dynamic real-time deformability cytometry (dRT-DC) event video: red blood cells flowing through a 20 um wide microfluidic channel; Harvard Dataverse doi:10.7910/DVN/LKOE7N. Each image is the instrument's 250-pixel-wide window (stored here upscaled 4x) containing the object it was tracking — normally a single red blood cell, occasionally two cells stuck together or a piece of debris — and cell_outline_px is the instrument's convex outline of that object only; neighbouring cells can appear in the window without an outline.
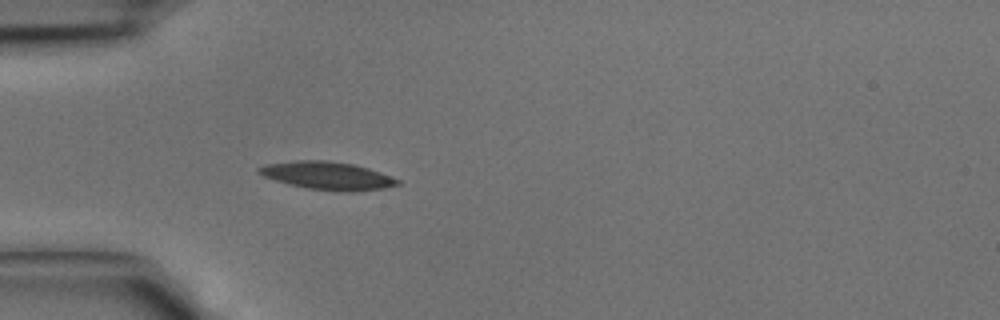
{"species": "common noctule bat (a hibernating species)", "species_latin": "Nyctalus noctula", "temperature_condition": "cold", "stored_images_in_passage": 30, "camera_frame_rate_fps": 3000, "um_per_image_px": 0.085, "animal": {"sex": "male", "body_mass_g": 15.6}, "frame": {"image": 1, "passage_image": 1, "time_ms": 0.0, "image_size_px": [1000, 320], "cell_outline_px": [[400, 184], [384, 188], [352, 192], [348, 192], [308, 188], [288, 184], [264, 176], [256, 172], [256, 168], [264, 164], [292, 160], [328, 160], [352, 164], [368, 168], [380, 172], [400, 180]], "centroid_in_image_um": [27.8, 14.92], "position_along_channel_um": 57.2, "area_um2": 22.6}}
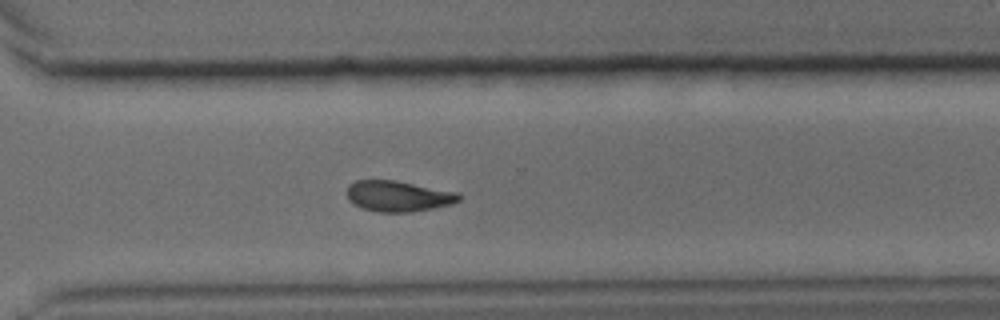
{"frame": {"image": 2, "passage_image": 19, "time_ms": 6.0, "image_size_px": [1000, 320], "cell_outline_px": [[460, 200], [452, 204], [412, 212], [380, 212], [360, 208], [348, 200], [348, 184], [356, 180], [396, 180], [460, 192]], "centroid_in_image_um": [33.86, 16.66], "position_along_channel_um": 336.7, "area_um2": 20.29}}
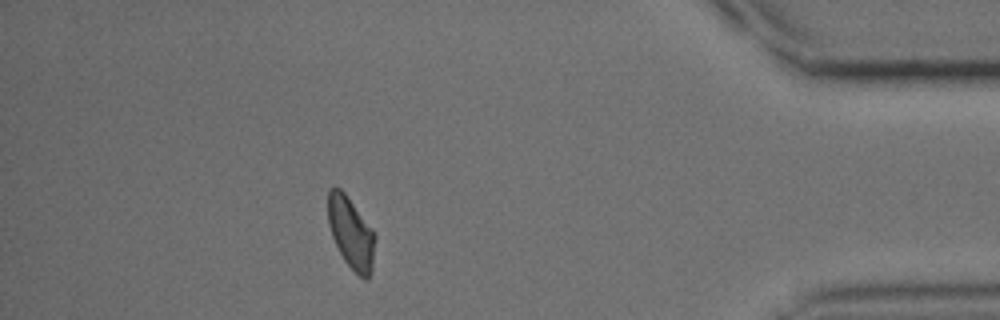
{"frame": {"image": 3, "passage_image": 26, "time_ms": 8.333, "image_size_px": [1000, 320], "cell_outline_px": [[376, 236], [372, 268], [368, 280], [364, 280], [344, 260], [332, 236], [328, 224], [328, 188], [332, 184], [340, 188], [344, 192], [372, 228]], "centroid_in_image_um": [29.83, 19.76], "position_along_channel_um": 405.4, "area_um2": 19.65}}